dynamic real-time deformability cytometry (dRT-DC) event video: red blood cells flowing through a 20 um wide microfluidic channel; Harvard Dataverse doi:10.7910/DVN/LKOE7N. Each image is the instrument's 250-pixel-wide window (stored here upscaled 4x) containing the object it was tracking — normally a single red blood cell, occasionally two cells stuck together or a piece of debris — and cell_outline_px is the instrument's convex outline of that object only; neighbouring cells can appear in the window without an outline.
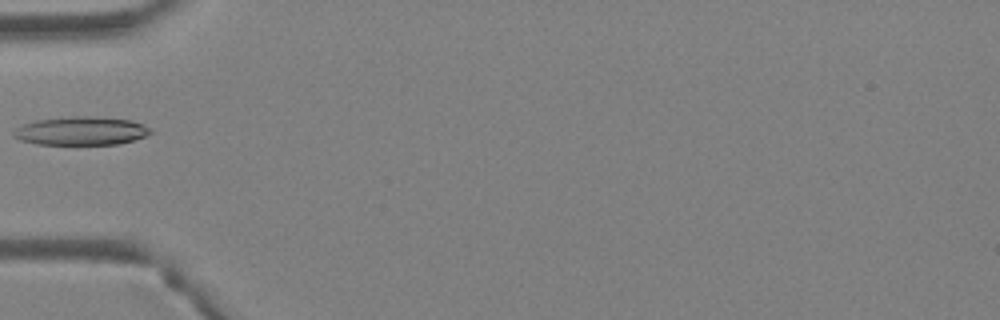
{"species": "Egyptian fruit bat (a non-hibernating species)", "species_latin": "Rousettus aegyptiacus", "temperature_condition": "warm", "stored_images_in_passage": 4, "camera_frame_rate_fps": 3000, "um_per_image_px": 0.085, "animal": {"sex": "female"}, "frame": {"image": 1, "passage_image": 4, "time_ms": 1.0, "image_size_px": [1000, 320], "cell_outline_px": [[152, 132], [144, 136], [120, 144], [36, 144], [20, 140], [12, 136], [12, 132], [16, 128], [24, 124], [36, 120], [72, 116], [92, 116], [132, 120], [144, 124], [152, 128]], "centroid_in_image_um": [6.9, 11.12], "position_along_channel_um": 78.1, "area_um2": 22.77}}